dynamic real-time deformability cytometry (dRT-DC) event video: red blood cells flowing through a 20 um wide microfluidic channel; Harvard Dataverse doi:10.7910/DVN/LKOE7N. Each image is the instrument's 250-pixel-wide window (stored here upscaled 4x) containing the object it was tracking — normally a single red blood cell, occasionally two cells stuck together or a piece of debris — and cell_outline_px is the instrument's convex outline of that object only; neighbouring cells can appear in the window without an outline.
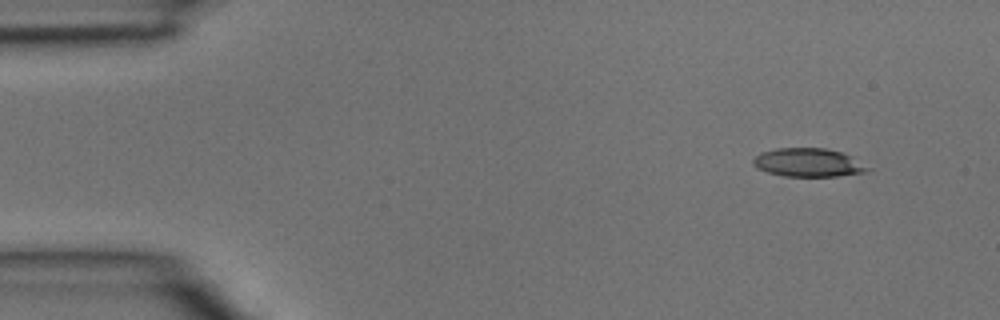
{"species": "common noctule bat (a hibernating species)", "species_latin": "Nyctalus noctula", "temperature_condition": "room temperature", "stored_images_in_passage": 4, "segment_of_instrument_passage": [1, 2], "camera_frame_rate_fps": 3000, "um_per_image_px": 0.085, "animal": {"sex": "male", "body_mass_g": 15.6}, "frame": {"image": 1, "passage_image": 1, "time_ms": 0.0, "image_size_px": [1000, 320], "cell_outline_px": [[872, 168], [864, 172], [836, 176], [784, 176], [768, 172], [756, 168], [752, 164], [752, 160], [760, 152], [776, 148], [824, 148], [840, 152], [852, 156]], "centroid_in_image_um": [68.68, 13.81], "position_along_channel_um": 16.3, "area_um2": 19.02}}
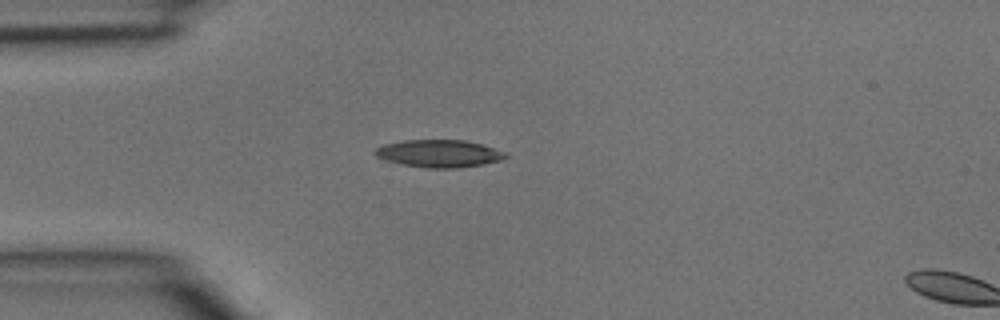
{"frame": {"image": 2, "passage_image": 3, "time_ms": 0.667, "image_size_px": [1000, 320], "cell_outline_px": [[508, 156], [500, 160], [484, 164], [456, 168], [428, 168], [404, 164], [388, 160], [376, 156], [372, 152], [376, 148], [384, 144], [404, 140], [464, 140], [480, 144], [504, 152]], "centroid_in_image_um": [37.3, 13.04], "position_along_channel_um": 47.7, "area_um2": 20.58}}